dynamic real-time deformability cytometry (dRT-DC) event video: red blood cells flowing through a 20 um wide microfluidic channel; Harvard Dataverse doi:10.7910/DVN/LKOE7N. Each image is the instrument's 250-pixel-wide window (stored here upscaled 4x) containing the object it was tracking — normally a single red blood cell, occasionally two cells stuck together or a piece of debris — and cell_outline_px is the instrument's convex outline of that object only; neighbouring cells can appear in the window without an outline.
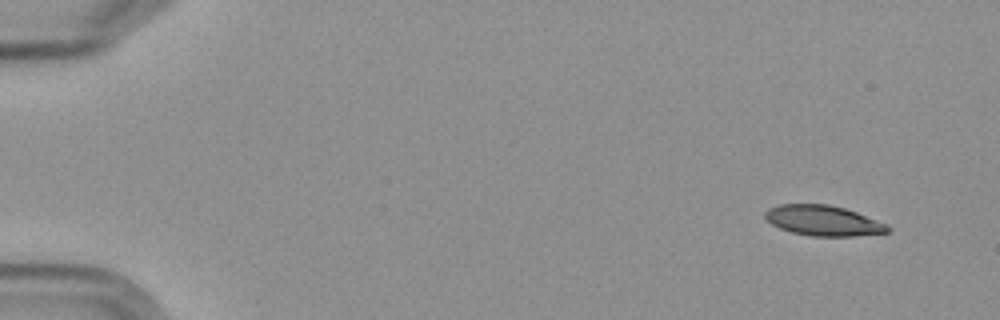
{"species": "Egyptian fruit bat (a non-hibernating species)", "species_latin": "Rousettus aegyptiacus", "temperature_condition": "cold", "stored_images_in_passage": 5, "camera_frame_rate_fps": 3000, "um_per_image_px": 0.085, "frame": {"image": 1, "passage_image": 1, "time_ms": 0.0, "image_size_px": [1000, 320], "cell_outline_px": [[892, 228], [888, 232], [852, 236], [812, 236], [792, 232], [780, 228], [772, 224], [764, 216], [764, 212], [768, 208], [780, 204], [828, 204], [844, 208], [856, 212], [888, 224]], "centroid_in_image_um": [69.98, 18.74], "position_along_channel_um": 15.0, "area_um2": 21.62}}
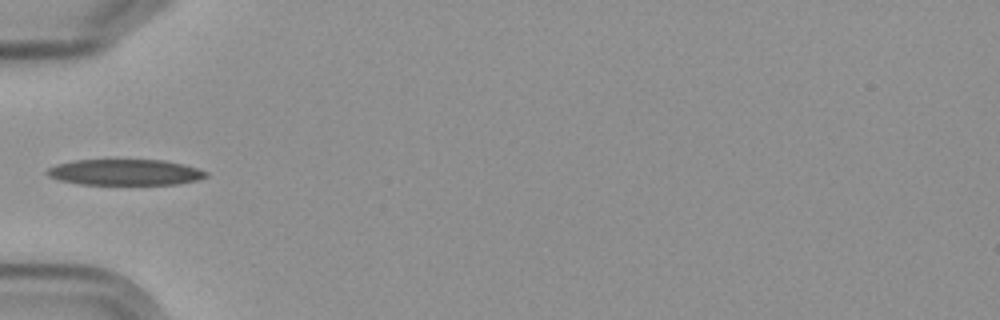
{"frame": {"image": 2, "passage_image": 5, "time_ms": 5.333, "image_size_px": [1000, 320], "cell_outline_px": [[208, 176], [196, 180], [176, 184], [80, 184], [60, 180], [48, 176], [44, 172], [48, 168], [56, 164], [76, 160], [164, 160], [184, 164], [200, 168], [208, 172]], "centroid_in_image_um": [10.64, 14.63], "position_along_channel_um": 74.4, "area_um2": 24.04}}